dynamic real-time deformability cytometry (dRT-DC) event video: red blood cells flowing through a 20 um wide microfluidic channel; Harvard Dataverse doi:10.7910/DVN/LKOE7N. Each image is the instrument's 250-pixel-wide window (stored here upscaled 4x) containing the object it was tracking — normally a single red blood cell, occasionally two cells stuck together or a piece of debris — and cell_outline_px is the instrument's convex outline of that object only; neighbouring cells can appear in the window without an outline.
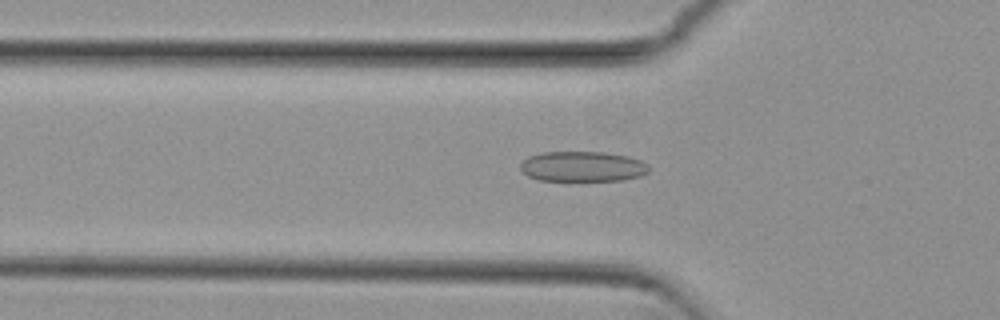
{"species": "common noctule bat (a hibernating species)", "species_latin": "Nyctalus noctula", "temperature_condition": "cold", "stored_images_in_passage": 48, "camera_frame_rate_fps": 3000, "um_per_image_px": 0.085, "animal": {"sex": "female", "body_mass_g": 29.2, "forearm_length_mm": 56.3}, "frame": {"image": 1, "passage_image": 12, "time_ms": 3.667, "image_size_px": [1000, 320], "cell_outline_px": [[648, 172], [640, 176], [624, 180], [540, 180], [528, 176], [520, 168], [520, 164], [528, 156], [544, 152], [604, 152], [628, 156], [640, 160], [648, 164]], "centroid_in_image_um": [49.53, 14.14], "position_along_channel_um": 76.3, "area_um2": 22.54}}
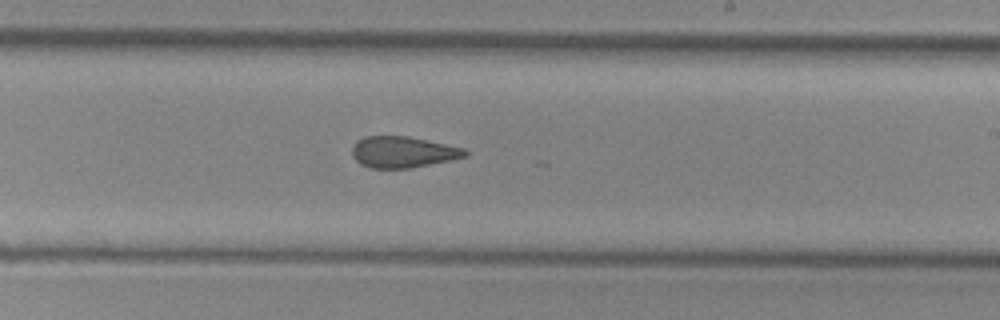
{"frame": {"image": 2, "passage_image": 26, "time_ms": 8.333, "image_size_px": [1000, 320], "cell_outline_px": [[468, 156], [412, 168], [368, 168], [360, 164], [352, 156], [352, 148], [356, 140], [364, 136], [408, 136], [464, 148], [468, 152]], "centroid_in_image_um": [34.21, 12.92], "position_along_channel_um": 254.8, "area_um2": 20.63}}
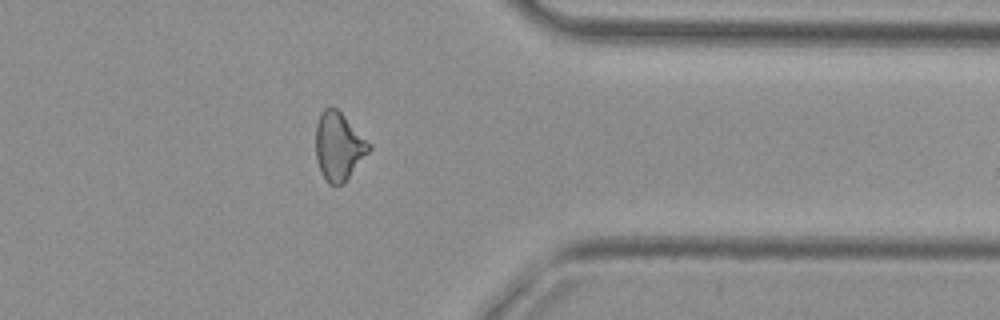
{"frame": {"image": 3, "passage_image": 37, "time_ms": 12.0, "image_size_px": [1000, 320], "cell_outline_px": [[372, 148], [344, 184], [336, 188], [328, 184], [320, 172], [316, 160], [316, 124], [320, 112], [324, 108], [332, 104], [372, 144]], "centroid_in_image_um": [28.78, 12.47], "position_along_channel_um": 382.6, "area_um2": 21.62}, "authors_computed_cell_mechanics": {"area_um2": 21.5305, "velocity_mm_per_s": 3.8119, "shape_relaxation_time_tau1_ms": null, "shape_relaxation_time_tau2_ms": 2.4439, "deformation_change_tau1": null, "deformation_change_tau2": 0.0973}}